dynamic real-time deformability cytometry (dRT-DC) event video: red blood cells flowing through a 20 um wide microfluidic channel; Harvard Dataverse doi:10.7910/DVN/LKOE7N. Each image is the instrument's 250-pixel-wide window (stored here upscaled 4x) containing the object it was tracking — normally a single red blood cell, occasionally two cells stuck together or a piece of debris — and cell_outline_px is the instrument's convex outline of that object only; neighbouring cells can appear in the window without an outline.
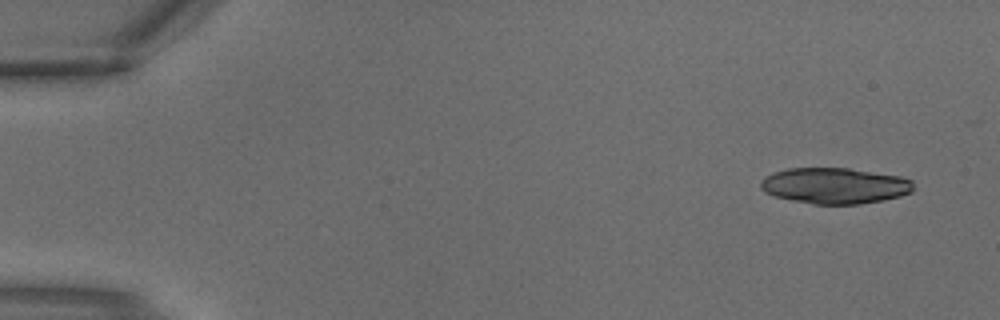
{"species": "common noctule bat (a hibernating species)", "species_latin": "Nyctalus noctula", "temperature_condition": "warm", "stored_images_in_passage": 2, "segment_of_instrument_passage": [2, 2], "camera_frame_rate_fps": 3000, "um_per_image_px": 0.085, "animal": {"sex": "male", "body_mass_g": 18.8}, "frame": {"image": 1, "passage_image": 2, "time_ms": 0.333, "image_size_px": [1000, 320], "cell_outline_px": [[912, 192], [900, 196], [884, 200], [860, 204], [812, 204], [772, 196], [764, 192], [760, 188], [760, 180], [764, 176], [772, 172], [788, 168], [848, 168], [900, 176], [912, 180]], "centroid_in_image_um": [70.91, 15.78], "position_along_channel_um": 14.1, "area_um2": 32.25}}